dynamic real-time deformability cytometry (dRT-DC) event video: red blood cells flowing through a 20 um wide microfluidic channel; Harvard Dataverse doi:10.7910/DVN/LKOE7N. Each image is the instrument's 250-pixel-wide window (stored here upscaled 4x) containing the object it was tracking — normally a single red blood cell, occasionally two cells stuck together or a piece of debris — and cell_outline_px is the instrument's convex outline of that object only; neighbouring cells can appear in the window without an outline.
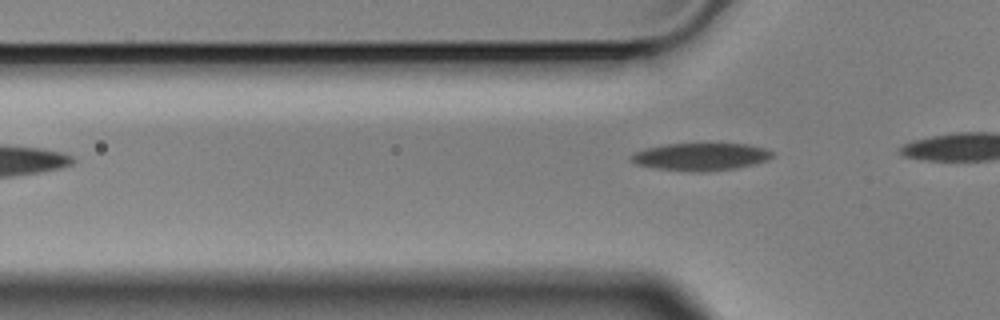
{"species": "Egyptian fruit bat (a non-hibernating species)", "species_latin": "Rousettus aegyptiacus", "temperature_condition": "cold", "stored_images_in_passage": 2, "camera_frame_rate_fps": 3000, "um_per_image_px": 0.085, "animal": {"sex": "male"}, "frame": {"image": 1, "passage_image": 2, "time_ms": 0.333, "image_size_px": [1000, 320], "cell_outline_px": [[776, 152], [768, 160], [736, 168], [704, 172], [700, 172], [656, 168], [636, 164], [628, 160], [628, 156], [632, 152], [644, 148], [664, 144], [748, 144], [764, 148]], "centroid_in_image_um": [59.51, 13.31], "position_along_channel_um": 66.3, "area_um2": 22.77}}